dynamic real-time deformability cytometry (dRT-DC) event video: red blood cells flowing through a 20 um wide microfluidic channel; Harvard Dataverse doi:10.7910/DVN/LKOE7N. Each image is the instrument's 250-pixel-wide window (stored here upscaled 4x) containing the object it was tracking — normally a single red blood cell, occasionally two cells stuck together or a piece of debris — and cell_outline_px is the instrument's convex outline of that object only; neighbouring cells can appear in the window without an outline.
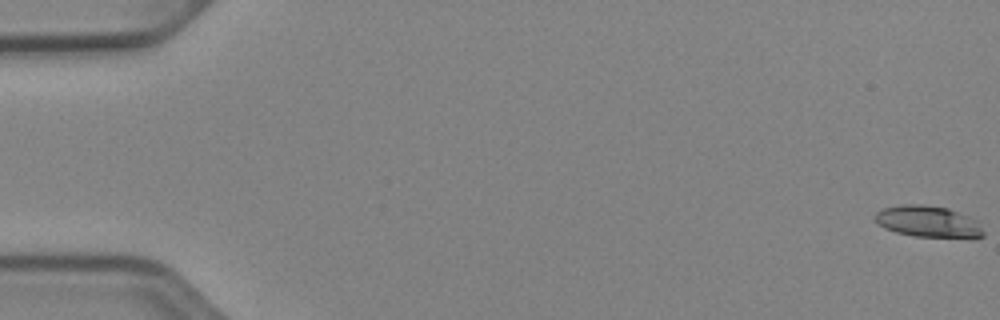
{"species": "Egyptian fruit bat (a non-hibernating species)", "species_latin": "Rousettus aegyptiacus", "temperature_condition": "cold", "stored_images_in_passage": 18, "camera_frame_rate_fps": 3000, "um_per_image_px": 0.085, "animal": {"sex": "female"}, "frame": {"image": 1, "passage_image": 1, "time_ms": 0.0, "image_size_px": [1000, 320], "cell_outline_px": [[984, 236], [916, 236], [896, 232], [884, 228], [876, 220], [876, 212], [884, 208], [900, 204], [920, 204], [948, 208], [968, 216], [976, 220], [984, 232]], "centroid_in_image_um": [78.85, 18.8], "position_along_channel_um": 6.1, "area_um2": 19.25}}